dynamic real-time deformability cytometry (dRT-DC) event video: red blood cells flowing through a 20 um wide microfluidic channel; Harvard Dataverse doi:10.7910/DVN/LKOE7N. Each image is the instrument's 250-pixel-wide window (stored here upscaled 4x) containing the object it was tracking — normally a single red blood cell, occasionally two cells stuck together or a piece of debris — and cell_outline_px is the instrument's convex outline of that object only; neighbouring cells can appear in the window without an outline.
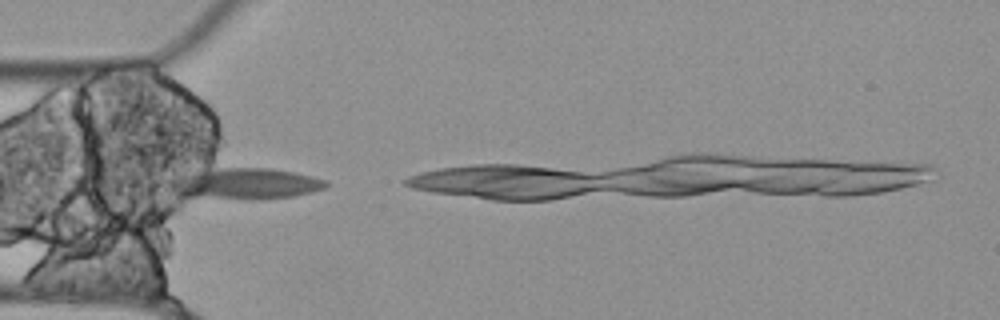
{"species": "Egyptian fruit bat (a non-hibernating species)", "species_latin": "Rousettus aegyptiacus", "temperature_condition": "cold", "stored_images_in_passage": 4, "camera_frame_rate_fps": 3000, "um_per_image_px": 0.085, "animal": {"sex": "female"}, "frame": {"image": 1, "passage_image": 2, "time_ms": 0.333, "image_size_px": [1000, 320], "cell_outline_px": [[328, 188], [312, 192], [292, 196], [256, 200], [252, 200], [188, 196], [180, 192], [172, 184], [168, 176], [220, 168], [272, 168], [296, 172], [328, 180]], "centroid_in_image_um": [20.97, 15.6], "position_along_channel_um": 64.0, "area_um2": 28.21}}